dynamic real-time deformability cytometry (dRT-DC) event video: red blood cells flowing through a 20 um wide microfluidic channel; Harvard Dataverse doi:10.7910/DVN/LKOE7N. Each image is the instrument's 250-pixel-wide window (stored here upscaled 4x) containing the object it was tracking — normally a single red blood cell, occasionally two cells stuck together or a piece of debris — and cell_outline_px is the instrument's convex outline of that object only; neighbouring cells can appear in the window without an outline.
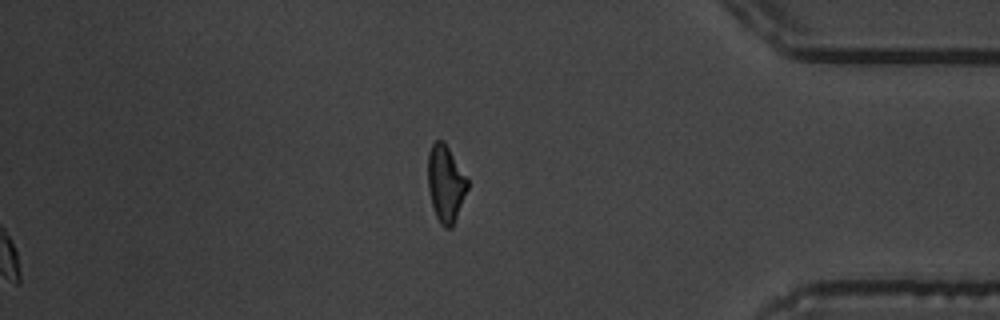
{"species": "common noctule bat (a hibernating species)", "species_latin": "Nyctalus noctula", "temperature_condition": "warm", "stored_images_in_passage": 14, "segment_of_instrument_passage": [2, 2], "camera_frame_rate_fps": 3000, "um_per_image_px": 0.085, "animal": {"sex": "male", "body_mass_g": 19.5, "forearm_length_mm": 54.6}, "frame": {"image": 1, "passage_image": 14, "time_ms": 15.333, "image_size_px": [1000, 320], "cell_outline_px": [[468, 188], [452, 228], [444, 228], [440, 224], [436, 216], [432, 204], [428, 188], [428, 152], [432, 144], [436, 140], [444, 140], [468, 180]], "centroid_in_image_um": [37.87, 15.6], "position_along_channel_um": 397.3, "area_um2": 17.63}}